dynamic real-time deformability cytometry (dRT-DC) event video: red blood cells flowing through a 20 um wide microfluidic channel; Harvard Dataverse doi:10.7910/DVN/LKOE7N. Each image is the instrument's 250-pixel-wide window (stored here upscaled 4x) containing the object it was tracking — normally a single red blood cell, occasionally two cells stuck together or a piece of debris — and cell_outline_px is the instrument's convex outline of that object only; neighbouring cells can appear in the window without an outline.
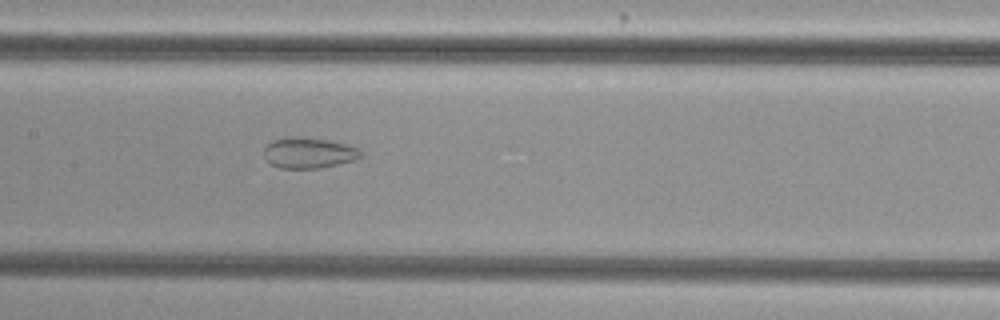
{"species": "common noctule bat (a hibernating species)", "species_latin": "Nyctalus noctula", "temperature_condition": "cold", "stored_images_in_passage": 55, "camera_frame_rate_fps": 3000, "um_per_image_px": 0.085, "animal": {"sex": "female", "body_mass_g": 29.2, "forearm_length_mm": 56.3}, "frame": {"image": 1, "passage_image": 28, "time_ms": 9.0, "image_size_px": [1000, 320], "cell_outline_px": [[364, 156], [356, 160], [320, 168], [280, 168], [272, 164], [264, 156], [264, 148], [272, 140], [288, 136], [300, 136], [328, 140], [344, 144], [356, 148], [364, 152]], "centroid_in_image_um": [26.26, 12.98], "position_along_channel_um": 181.1, "area_um2": 17.46}}
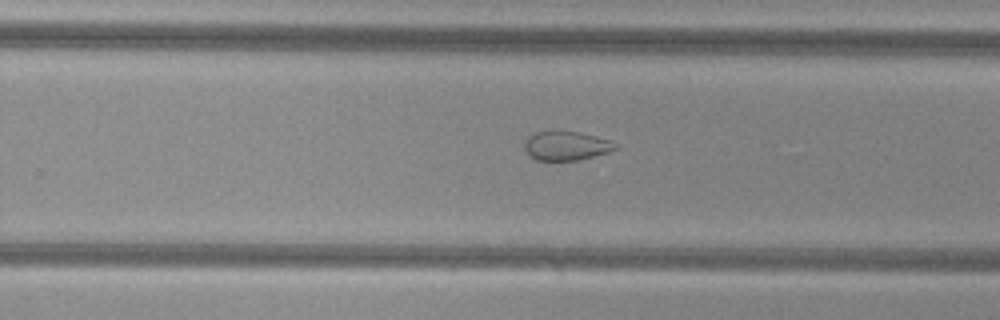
{"frame": {"image": 2, "passage_image": 36, "time_ms": 11.667, "image_size_px": [1000, 320], "cell_outline_px": [[620, 148], [608, 152], [580, 160], [536, 160], [528, 156], [524, 148], [524, 140], [528, 136], [536, 132], [552, 128], [580, 132], [612, 140]], "centroid_in_image_um": [48.1, 12.35], "position_along_channel_um": 281.7, "area_um2": 16.13}}
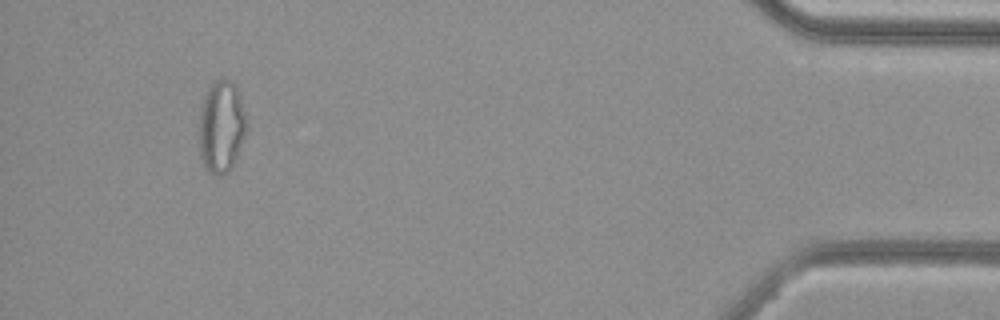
{"frame": {"image": 3, "passage_image": 52, "time_ms": 17.0, "image_size_px": [1000, 320], "cell_outline_px": [[248, 128], [236, 156], [228, 172], [224, 176], [212, 176], [204, 164], [200, 156], [200, 108], [204, 96], [212, 80], [232, 80], [236, 84], [240, 92], [248, 124]], "centroid_in_image_um": [18.84, 10.73], "position_along_channel_um": 416.4, "area_um2": 25.78}, "authors_computed_cell_mechanics": {"area_um2": 23.698, "velocity_mm_per_s": 3.7774, "shape_relaxation_time_tau1_ms": null, "shape_relaxation_time_tau2_ms": 1.8974, "deformation_change_tau1": null, "deformation_change_tau2": 0.0783}}